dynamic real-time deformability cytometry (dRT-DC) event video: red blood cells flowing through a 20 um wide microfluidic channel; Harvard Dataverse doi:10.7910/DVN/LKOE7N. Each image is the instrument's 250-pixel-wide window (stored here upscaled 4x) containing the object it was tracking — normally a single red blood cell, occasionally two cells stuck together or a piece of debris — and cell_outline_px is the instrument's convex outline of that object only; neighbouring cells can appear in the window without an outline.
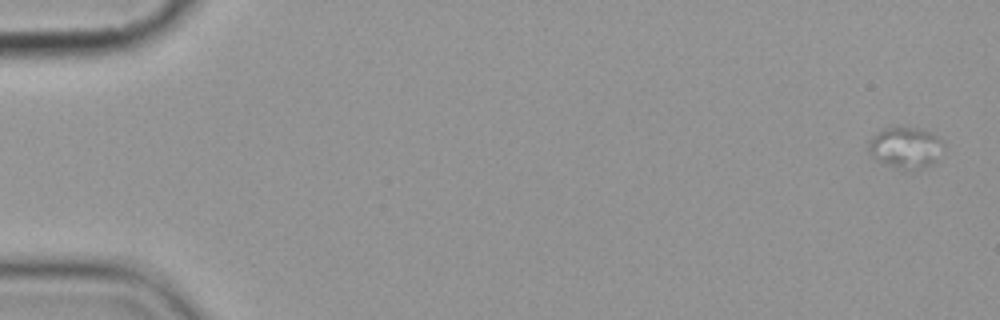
{"species": "common noctule bat (a hibernating species)", "species_latin": "Nyctalus noctula", "temperature_condition": "cold", "stored_images_in_passage": 5, "camera_frame_rate_fps": 3000, "um_per_image_px": 0.085, "animal": {"sex": "female", "body_mass_g": 19.9}, "frame": {"image": 1, "passage_image": 1, "time_ms": 0.0, "image_size_px": [1000, 320], "cell_outline_px": [[944, 148], [936, 160], [932, 164], [920, 168], [904, 168], [888, 164], [876, 160], [872, 156], [868, 148], [868, 140], [872, 136], [884, 128], [920, 128], [944, 140]], "centroid_in_image_um": [76.98, 12.52], "position_along_channel_um": 8.0, "area_um2": 17.63}}
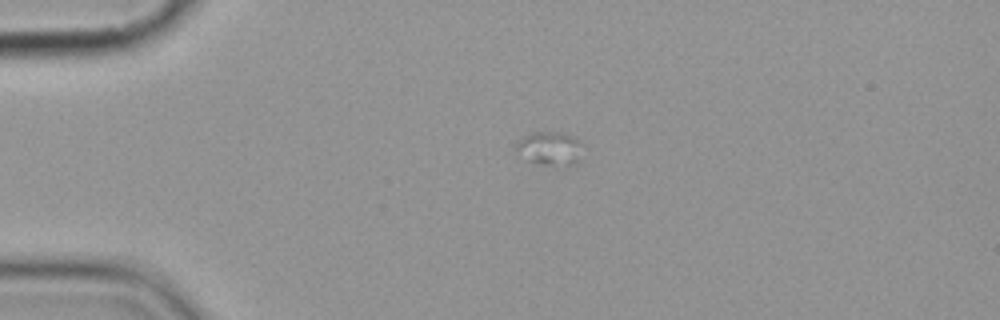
{"frame": {"image": 2, "passage_image": 4, "time_ms": 4.0, "image_size_px": [1000, 320], "cell_outline_px": [[580, 144], [552, 164], [540, 164], [528, 160], [516, 148], [516, 144], [524, 136], [532, 132], [564, 132], [580, 140]], "centroid_in_image_um": [46.45, 12.44], "position_along_channel_um": 38.5, "area_um2": 10.69}}